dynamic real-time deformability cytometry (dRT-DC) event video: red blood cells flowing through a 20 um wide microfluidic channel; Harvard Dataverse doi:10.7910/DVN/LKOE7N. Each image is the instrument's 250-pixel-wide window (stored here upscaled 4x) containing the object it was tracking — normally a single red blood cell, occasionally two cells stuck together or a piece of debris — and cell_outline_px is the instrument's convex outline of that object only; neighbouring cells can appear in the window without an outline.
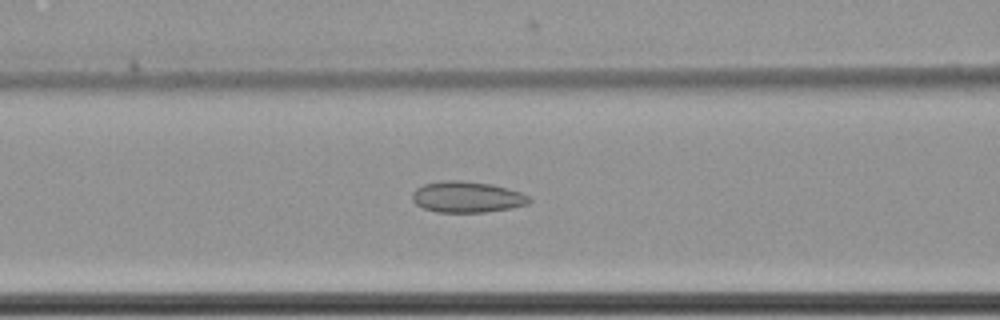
{"species": "common noctule bat (a hibernating species)", "species_latin": "Nyctalus noctula", "temperature_condition": "cold", "stored_images_in_passage": 63, "segment_of_instrument_passage": [1, 2], "camera_frame_rate_fps": 3000, "um_per_image_px": 0.085, "animal": {"sex": "female", "body_mass_g": 22.7, "forearm_length_mm": 54.2}, "frame": {"image": 1, "passage_image": 28, "time_ms": 9.0, "image_size_px": [1000, 320], "cell_outline_px": [[532, 200], [528, 204], [508, 208], [484, 212], [436, 212], [424, 208], [416, 204], [412, 200], [412, 192], [416, 188], [424, 184], [448, 180], [464, 180], [492, 184], [508, 188], [520, 192], [528, 196]], "centroid_in_image_um": [39.68, 16.73], "position_along_channel_um": 126.9, "area_um2": 21.15}}
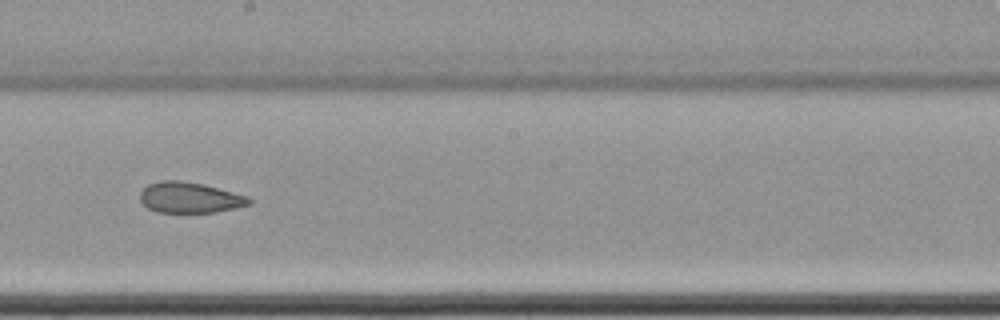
{"frame": {"image": 2, "passage_image": 37, "time_ms": 12.0, "image_size_px": [1000, 320], "cell_outline_px": [[252, 204], [236, 208], [216, 212], [156, 212], [148, 208], [140, 200], [140, 192], [148, 184], [160, 180], [180, 180], [204, 184], [248, 196], [252, 200]], "centroid_in_image_um": [16.14, 16.79], "position_along_channel_um": 232.1, "area_um2": 19.65}}
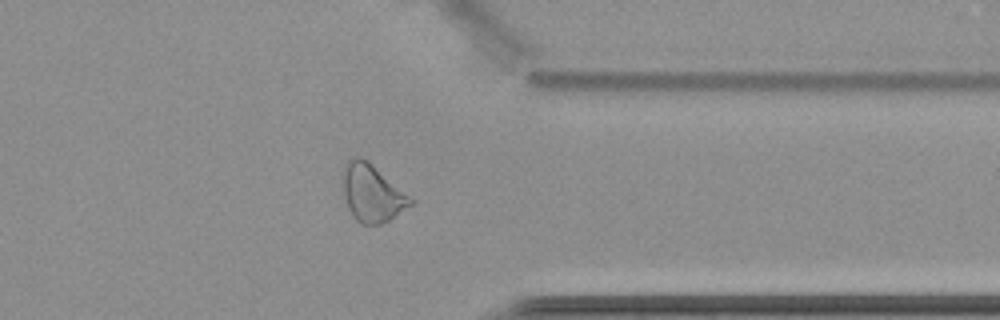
{"frame": {"image": 3, "passage_image": 50, "time_ms": 16.333, "image_size_px": [1000, 320], "cell_outline_px": [[416, 200], [412, 204], [388, 220], [380, 224], [360, 224], [352, 216], [348, 208], [344, 196], [344, 164], [352, 156], [360, 156]], "centroid_in_image_um": [31.62, 16.43], "position_along_channel_um": 379.8, "area_um2": 22.2}}